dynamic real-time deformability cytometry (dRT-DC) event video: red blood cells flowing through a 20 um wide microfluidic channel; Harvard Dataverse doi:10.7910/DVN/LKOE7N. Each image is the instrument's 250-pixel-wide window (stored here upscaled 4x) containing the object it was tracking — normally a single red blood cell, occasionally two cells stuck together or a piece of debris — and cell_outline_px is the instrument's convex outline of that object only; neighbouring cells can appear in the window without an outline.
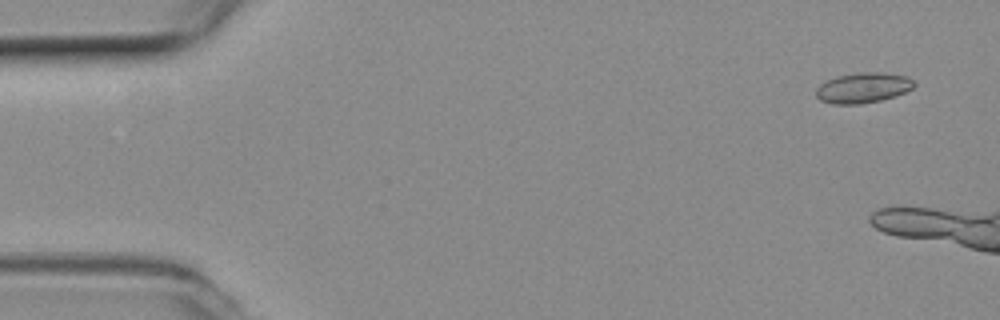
{"species": "common noctule bat (a hibernating species)", "species_latin": "Nyctalus noctula", "temperature_condition": "room temperature", "stored_images_in_passage": 7, "camera_frame_rate_fps": 3000, "um_per_image_px": 0.085, "animal": {"sex": "female", "body_mass_g": 19.3, "forearm_length_mm": 54.1}, "frame": {"image": 1, "passage_image": 1, "time_ms": 0.0, "image_size_px": [1000, 320], "cell_outline_px": [[916, 84], [912, 88], [904, 92], [880, 100], [856, 104], [836, 104], [820, 100], [816, 96], [816, 92], [828, 80], [840, 76], [904, 76], [912, 80]], "centroid_in_image_um": [73.33, 7.55], "position_along_channel_um": 11.7, "area_um2": 15.43}}